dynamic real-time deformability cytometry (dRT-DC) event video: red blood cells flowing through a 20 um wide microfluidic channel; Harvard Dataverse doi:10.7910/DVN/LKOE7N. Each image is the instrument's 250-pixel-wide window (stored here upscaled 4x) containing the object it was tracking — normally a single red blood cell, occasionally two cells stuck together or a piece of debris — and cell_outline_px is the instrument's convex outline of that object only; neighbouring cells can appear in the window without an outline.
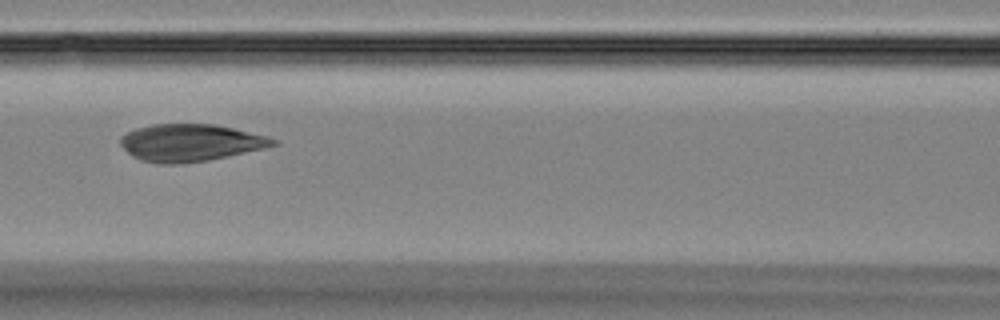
{"species": "Egyptian fruit bat (a non-hibernating species)", "species_latin": "Rousettus aegyptiacus", "temperature_condition": "room temperature", "stored_images_in_passage": 6, "camera_frame_rate_fps": 3000, "um_per_image_px": 0.085, "animal": {"sex": "female"}, "frame": {"image": 1, "passage_image": 6, "time_ms": 7.0, "image_size_px": [1000, 320], "cell_outline_px": [[280, 144], [264, 148], [228, 156], [208, 160], [180, 164], [160, 164], [140, 160], [132, 156], [120, 144], [120, 136], [136, 128], [152, 124], [216, 124], [268, 136], [276, 140]], "centroid_in_image_um": [16.18, 12.13], "position_along_channel_um": 150.4, "area_um2": 33.18}}